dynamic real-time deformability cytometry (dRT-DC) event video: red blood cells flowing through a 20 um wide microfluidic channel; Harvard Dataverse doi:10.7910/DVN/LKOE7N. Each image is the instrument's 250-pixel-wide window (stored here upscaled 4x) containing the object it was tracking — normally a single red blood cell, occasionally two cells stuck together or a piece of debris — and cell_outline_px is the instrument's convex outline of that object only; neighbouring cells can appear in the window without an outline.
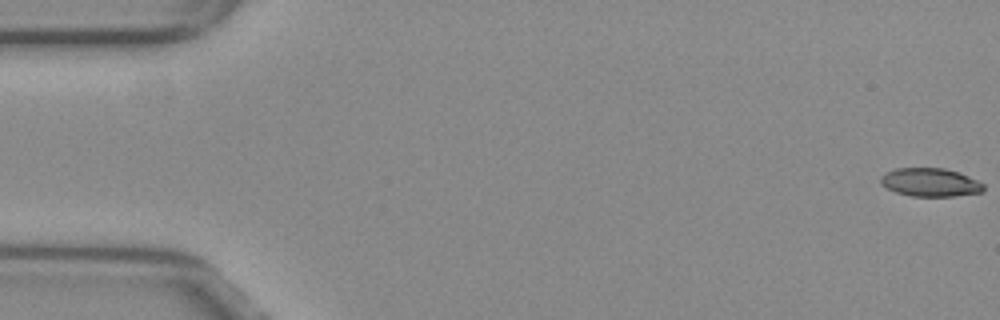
{"species": "common noctule bat (a hibernating species)", "species_latin": "Nyctalus noctula", "temperature_condition": "warm", "stored_images_in_passage": 54, "camera_frame_rate_fps": 3000, "um_per_image_px": 0.085, "animal": {"sex": "female", "body_mass_g": 29.2, "forearm_length_mm": 56.3}, "frame": {"image": 1, "passage_image": 1, "time_ms": 0.0, "image_size_px": [1000, 320], "cell_outline_px": [[984, 192], [952, 196], [912, 196], [896, 192], [880, 184], [880, 176], [884, 172], [896, 168], [944, 168], [960, 172], [984, 184]], "centroid_in_image_um": [79.06, 15.49], "position_along_channel_um": 5.9, "area_um2": 17.11}}
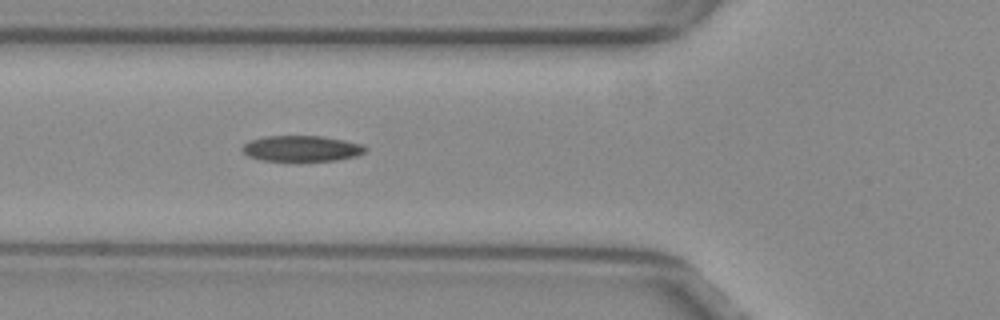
{"frame": {"image": 2, "passage_image": 20, "time_ms": 6.333, "image_size_px": [1000, 320], "cell_outline_px": [[368, 148], [364, 152], [356, 156], [336, 160], [260, 160], [248, 156], [240, 148], [248, 140], [264, 136], [324, 136], [364, 144]], "centroid_in_image_um": [25.63, 12.6], "position_along_channel_um": 100.2, "area_um2": 18.5}}
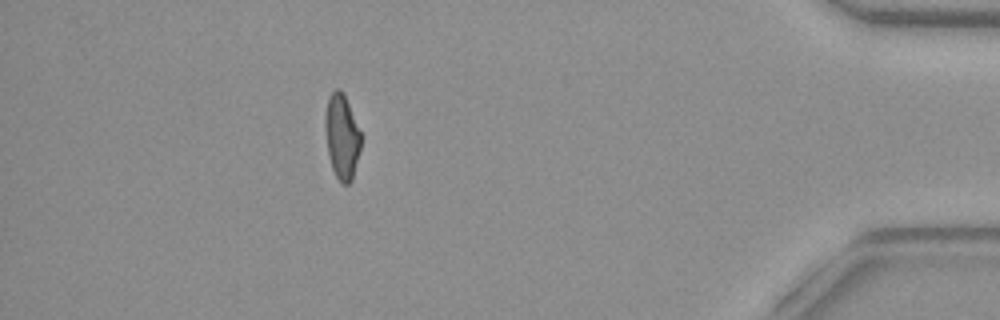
{"frame": {"image": 3, "passage_image": 48, "time_ms": 15.667, "image_size_px": [1000, 320], "cell_outline_px": [[360, 148], [352, 180], [348, 184], [340, 184], [332, 168], [328, 152], [324, 124], [324, 116], [328, 96], [336, 88], [340, 88], [348, 104], [360, 132]], "centroid_in_image_um": [29.03, 11.62], "position_along_channel_um": 406.2, "area_um2": 17.46}, "authors_computed_cell_mechanics": {"area_um2": 18.2359, "velocity_mm_per_s": 3.8794, "shape_relaxation_time_tau1_ms": null, "shape_relaxation_time_tau2_ms": 2.2011, "deformation_change_tau1": null, "deformation_change_tau2": 0.0899}}